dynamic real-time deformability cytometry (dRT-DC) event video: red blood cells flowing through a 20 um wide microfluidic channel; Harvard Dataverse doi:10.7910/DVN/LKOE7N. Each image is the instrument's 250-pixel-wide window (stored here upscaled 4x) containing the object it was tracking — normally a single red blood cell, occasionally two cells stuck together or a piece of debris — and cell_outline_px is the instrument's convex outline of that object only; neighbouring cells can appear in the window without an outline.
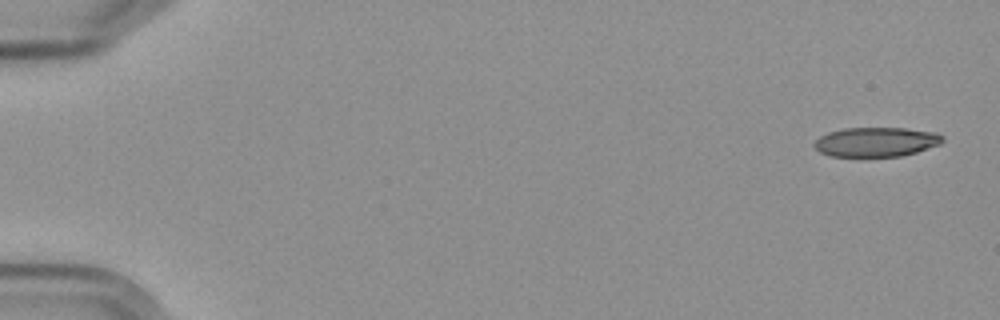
{"species": "Egyptian fruit bat (a non-hibernating species)", "species_latin": "Rousettus aegyptiacus", "temperature_condition": "cold", "stored_images_in_passage": 6, "camera_frame_rate_fps": 3000, "um_per_image_px": 0.085, "frame": {"image": 1, "passage_image": 1, "time_ms": 0.0, "image_size_px": [1000, 320], "cell_outline_px": [[944, 140], [940, 144], [916, 152], [900, 156], [828, 156], [820, 152], [812, 144], [820, 136], [828, 132], [844, 128], [904, 128], [936, 132], [944, 136]], "centroid_in_image_um": [74.47, 12.06], "position_along_channel_um": 10.5, "area_um2": 22.02}}
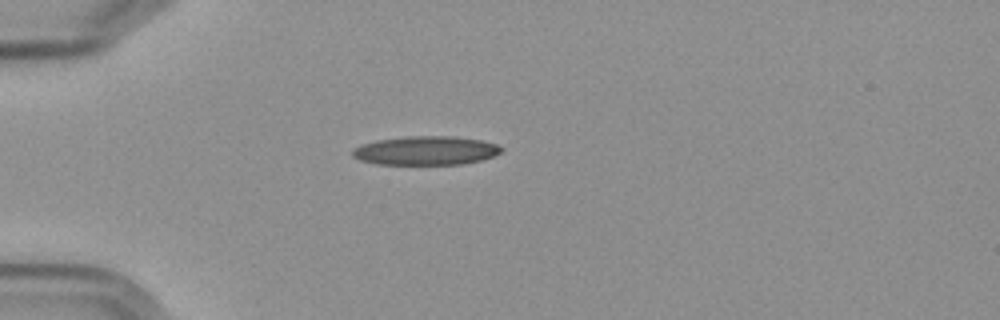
{"frame": {"image": 2, "passage_image": 5, "time_ms": 4.667, "image_size_px": [1000, 320], "cell_outline_px": [[504, 148], [500, 152], [492, 156], [480, 160], [460, 164], [376, 164], [360, 160], [352, 156], [352, 148], [360, 144], [376, 140], [408, 136], [448, 136], [480, 140], [496, 144]], "centroid_in_image_um": [36.13, 12.79], "position_along_channel_um": 48.9, "area_um2": 24.91}}